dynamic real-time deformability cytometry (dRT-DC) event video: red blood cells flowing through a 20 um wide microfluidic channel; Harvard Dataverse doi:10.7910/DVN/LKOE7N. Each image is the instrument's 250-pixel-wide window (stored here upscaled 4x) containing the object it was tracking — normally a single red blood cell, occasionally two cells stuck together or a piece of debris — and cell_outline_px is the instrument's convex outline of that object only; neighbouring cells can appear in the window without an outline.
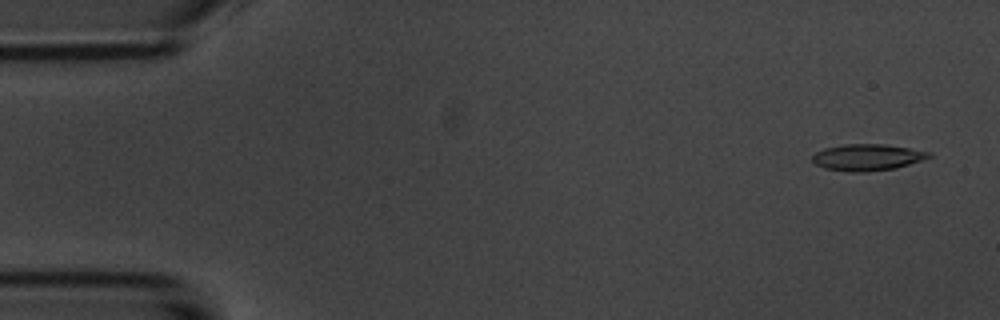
{"species": "common noctule bat (a hibernating species)", "species_latin": "Nyctalus noctula", "temperature_condition": "room temperature", "stored_images_in_passage": 52, "camera_frame_rate_fps": 3000, "um_per_image_px": 0.085, "animal": {"sex": "male", "body_mass_g": 20.1, "forearm_length_mm": 53.5}, "frame": {"image": 1, "passage_image": 3, "time_ms": 0.667, "image_size_px": [1000, 320], "cell_outline_px": [[932, 156], [896, 168], [868, 172], [848, 172], [824, 168], [816, 164], [812, 160], [812, 156], [816, 152], [824, 148], [844, 144], [884, 144], [932, 152]], "centroid_in_image_um": [73.7, 13.37], "position_along_channel_um": 11.3, "area_um2": 17.98}}
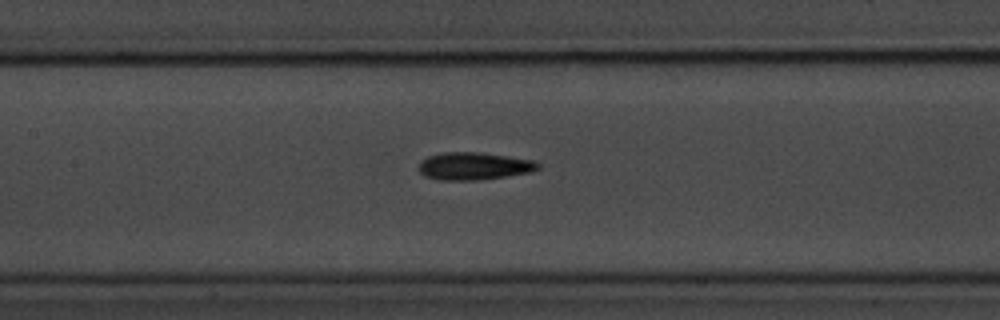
{"frame": {"image": 2, "passage_image": 25, "time_ms": 8.0, "image_size_px": [1000, 320], "cell_outline_px": [[540, 168], [532, 172], [476, 180], [440, 180], [424, 176], [420, 172], [420, 160], [428, 156], [444, 152], [480, 152], [508, 156], [532, 160], [540, 164]], "centroid_in_image_um": [40.28, 14.11], "position_along_channel_um": 167.1, "area_um2": 19.07}}
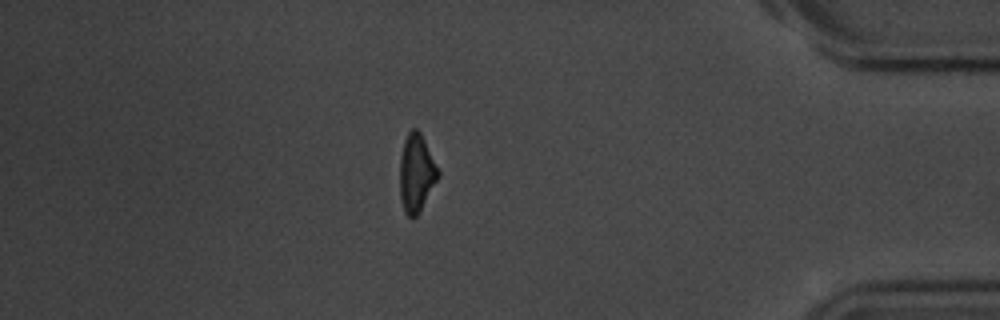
{"frame": {"image": 3, "passage_image": 47, "time_ms": 15.333, "image_size_px": [1000, 320], "cell_outline_px": [[440, 176], [420, 212], [412, 220], [404, 212], [400, 196], [400, 156], [404, 140], [408, 132], [412, 128], [416, 128], [420, 132], [440, 172]], "centroid_in_image_um": [35.39, 14.74], "position_along_channel_um": 399.8, "area_um2": 17.51}}